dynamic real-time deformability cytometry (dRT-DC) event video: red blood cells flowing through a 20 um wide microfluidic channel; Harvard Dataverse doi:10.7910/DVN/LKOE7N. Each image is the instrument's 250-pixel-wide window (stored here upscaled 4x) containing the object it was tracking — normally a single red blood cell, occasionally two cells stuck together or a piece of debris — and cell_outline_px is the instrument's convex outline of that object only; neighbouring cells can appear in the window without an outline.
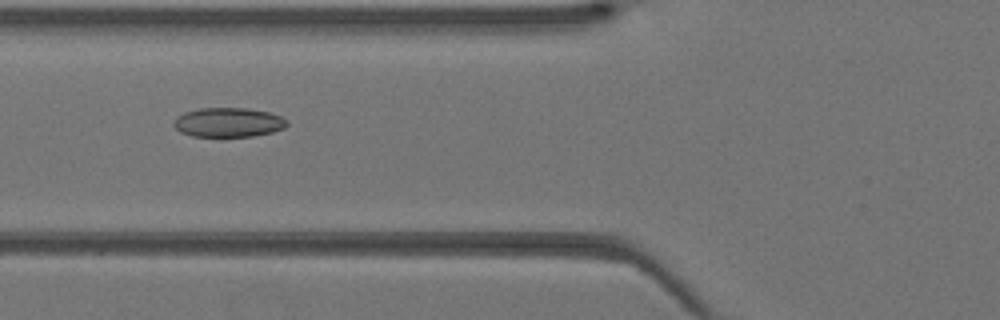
{"species": "Egyptian fruit bat (a non-hibernating species)", "species_latin": "Rousettus aegyptiacus", "temperature_condition": "warm", "stored_images_in_passage": 36, "camera_frame_rate_fps": 3000, "um_per_image_px": 0.085, "animal": {"sex": "female"}, "frame": {"image": 1, "passage_image": 10, "time_ms": 3.0, "image_size_px": [1000, 320], "cell_outline_px": [[288, 124], [284, 128], [272, 132], [252, 136], [192, 136], [180, 132], [172, 124], [176, 116], [184, 112], [200, 108], [244, 108], [268, 112], [280, 116], [288, 120]], "centroid_in_image_um": [19.39, 10.4], "position_along_channel_um": 106.4, "area_um2": 19.36}}
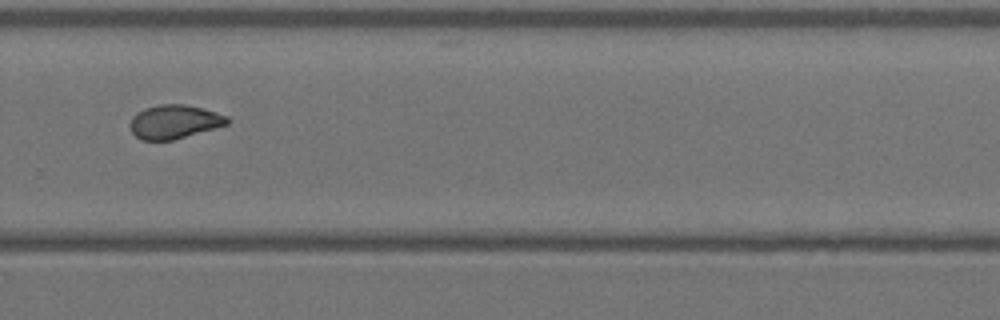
{"frame": {"image": 2, "passage_image": 23, "time_ms": 7.333, "image_size_px": [1000, 320], "cell_outline_px": [[228, 124], [172, 140], [140, 140], [132, 132], [128, 124], [132, 116], [136, 112], [144, 108], [160, 104], [184, 104], [216, 112], [228, 116]], "centroid_in_image_um": [14.76, 10.34], "position_along_channel_um": 315.0, "area_um2": 19.07}}
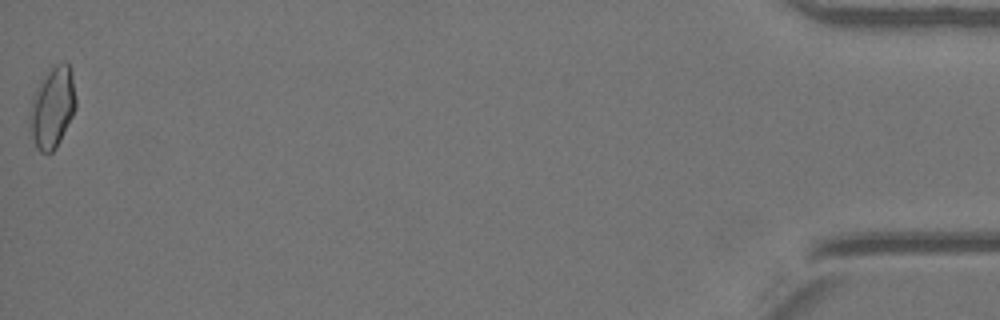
{"frame": {"image": 3, "passage_image": 36, "time_ms": 11.667, "image_size_px": [1000, 320], "cell_outline_px": [[76, 108], [56, 148], [52, 152], [40, 152], [36, 148], [28, 132], [28, 112], [32, 96], [52, 64], [68, 64], [72, 76], [76, 96]], "centroid_in_image_um": [4.4, 9.18], "position_along_channel_um": 430.8, "area_um2": 21.96}}